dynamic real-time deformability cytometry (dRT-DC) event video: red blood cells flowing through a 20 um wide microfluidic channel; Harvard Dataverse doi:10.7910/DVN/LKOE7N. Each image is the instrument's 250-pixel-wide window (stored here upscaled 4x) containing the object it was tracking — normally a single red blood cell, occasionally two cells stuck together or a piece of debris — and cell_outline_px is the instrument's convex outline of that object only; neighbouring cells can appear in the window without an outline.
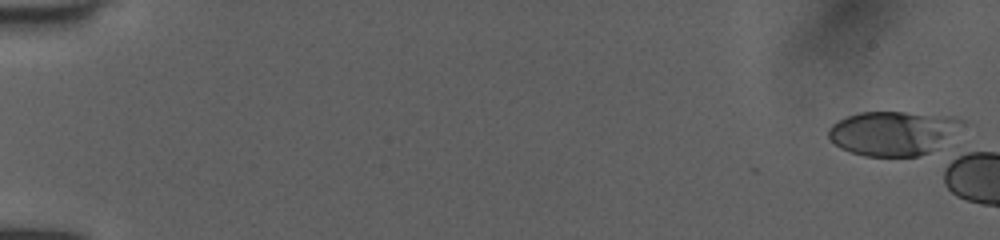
{"species": "human", "species_latin": "Homo sapiens", "temperature_condition": "room temperature", "stored_images_in_passage": 3, "camera_frame_rate_fps": 3000, "um_per_image_px": 0.085, "donor": {"sex": "female"}, "frame": {"image": 1, "passage_image": 1, "time_ms": 0.0, "image_size_px": [1000, 240], "cell_outline_px": [[964, 120], [928, 152], [916, 156], [864, 156], [840, 148], [828, 136], [828, 128], [832, 124], [848, 116], [860, 112], [904, 112], [956, 116]], "centroid_in_image_um": [75.78, 11.29], "position_along_channel_um": 9.2, "area_um2": 33.35}}